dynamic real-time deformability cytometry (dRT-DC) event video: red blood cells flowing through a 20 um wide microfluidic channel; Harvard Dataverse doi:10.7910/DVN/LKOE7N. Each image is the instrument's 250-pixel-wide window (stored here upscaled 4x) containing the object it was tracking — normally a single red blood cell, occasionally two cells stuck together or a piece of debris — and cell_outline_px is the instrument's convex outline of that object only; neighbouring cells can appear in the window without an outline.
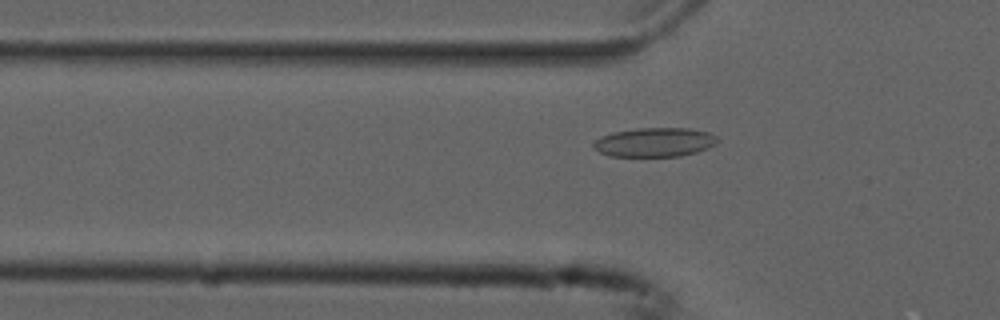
{"species": "common noctule bat (a hibernating species)", "species_latin": "Nyctalus noctula", "temperature_condition": "cold", "stored_images_in_passage": 52, "camera_frame_rate_fps": 3000, "um_per_image_px": 0.085, "animal": {"sex": "male", "forearm_length_mm": 52.5}, "frame": {"image": 1, "passage_image": 15, "time_ms": 4.667, "image_size_px": [1000, 320], "cell_outline_px": [[720, 140], [716, 144], [708, 148], [696, 152], [680, 156], [612, 156], [600, 152], [592, 148], [592, 144], [600, 136], [612, 132], [636, 128], [688, 128], [708, 132], [716, 136]], "centroid_in_image_um": [55.64, 12.08], "position_along_channel_um": 70.2, "area_um2": 21.15}}
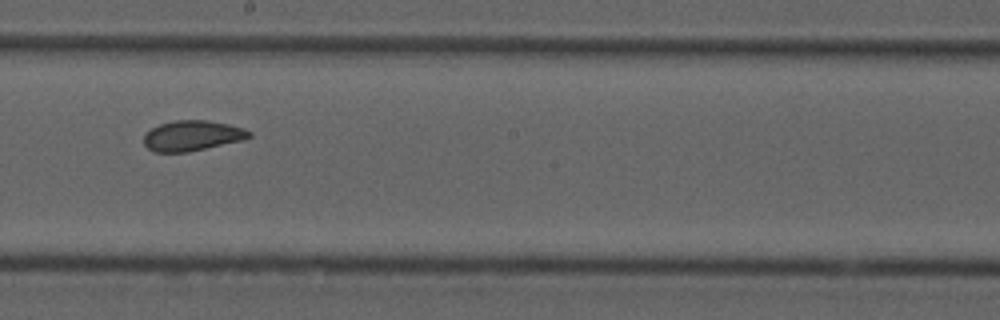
{"frame": {"image": 2, "passage_image": 28, "time_ms": 9.0, "image_size_px": [1000, 320], "cell_outline_px": [[252, 136], [244, 140], [188, 152], [152, 152], [144, 144], [144, 136], [152, 128], [160, 124], [176, 120], [208, 120], [228, 124], [244, 128], [252, 132]], "centroid_in_image_um": [16.37, 11.54], "position_along_channel_um": 231.8, "area_um2": 18.67}}
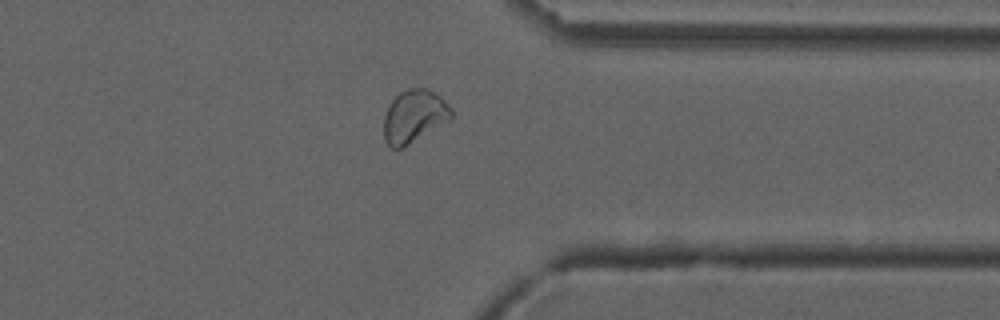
{"frame": {"image": 3, "passage_image": 40, "time_ms": 13.0, "image_size_px": [1000, 320], "cell_outline_px": [[452, 120], [400, 148], [392, 148], [384, 140], [384, 116], [388, 104], [400, 92], [408, 88], [428, 88], [440, 96], [452, 108]], "centroid_in_image_um": [35.21, 9.86], "position_along_channel_um": 376.2, "area_um2": 20.81}, "authors_computed_cell_mechanics": {"area_um2": 20.6346, "velocity_mm_per_s": 3.7325, "shape_relaxation_time_tau1_ms": 7.334, "shape_relaxation_time_tau2_ms": 1.5498, "deformation_change_tau1": 0.1218, "deformation_change_tau2": 0.0449}}